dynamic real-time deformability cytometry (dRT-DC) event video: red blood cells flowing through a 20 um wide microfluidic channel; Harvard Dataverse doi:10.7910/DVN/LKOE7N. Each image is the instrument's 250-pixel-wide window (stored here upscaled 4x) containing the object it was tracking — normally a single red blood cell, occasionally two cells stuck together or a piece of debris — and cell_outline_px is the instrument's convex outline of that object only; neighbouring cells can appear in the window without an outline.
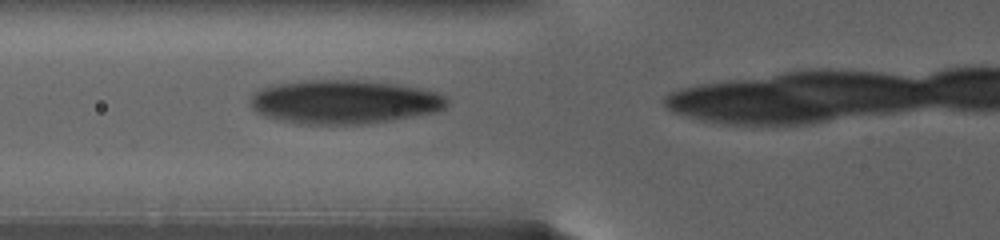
{"species": "human", "species_latin": "Homo sapiens", "temperature_condition": "warm", "stored_images_in_passage": 12, "camera_frame_rate_fps": 3000, "um_per_image_px": 0.085, "donor": {"sex": "female"}, "frame": {"image": 1, "passage_image": 2, "time_ms": 1.0, "image_size_px": [1000, 240], "cell_outline_px": [[448, 104], [444, 108], [432, 112], [392, 120], [368, 124], [296, 124], [276, 120], [264, 116], [256, 112], [252, 108], [248, 100], [260, 88], [272, 84], [300, 80], [368, 80], [396, 84], [436, 92], [444, 96], [448, 100]], "centroid_in_image_um": [29.17, 8.66], "position_along_channel_um": 96.6, "area_um2": 50.63}}
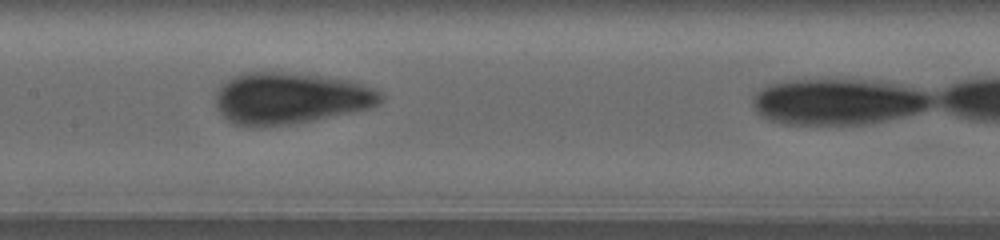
{"frame": {"image": 2, "passage_image": 7, "time_ms": 4.333, "image_size_px": [1000, 240], "cell_outline_px": [[384, 100], [380, 104], [372, 108], [292, 124], [264, 128], [248, 128], [236, 124], [228, 120], [216, 108], [216, 92], [232, 76], [248, 72], [288, 72], [324, 76], [352, 80], [372, 88], [380, 92], [384, 96]], "centroid_in_image_um": [24.69, 8.36], "position_along_channel_um": 182.7, "area_um2": 50.11}}
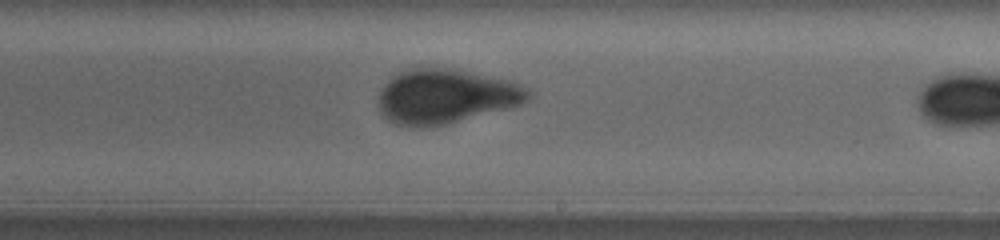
{"frame": {"image": 3, "passage_image": 11, "time_ms": 7.0, "image_size_px": [1000, 240], "cell_outline_px": [[532, 96], [528, 100], [520, 104], [444, 124], [420, 128], [408, 128], [396, 124], [388, 120], [380, 112], [380, 92], [384, 84], [392, 76], [400, 72], [412, 68], [448, 68], [512, 80], [520, 84], [532, 92]], "centroid_in_image_um": [37.87, 8.19], "position_along_channel_um": 251.1, "area_um2": 47.16}}